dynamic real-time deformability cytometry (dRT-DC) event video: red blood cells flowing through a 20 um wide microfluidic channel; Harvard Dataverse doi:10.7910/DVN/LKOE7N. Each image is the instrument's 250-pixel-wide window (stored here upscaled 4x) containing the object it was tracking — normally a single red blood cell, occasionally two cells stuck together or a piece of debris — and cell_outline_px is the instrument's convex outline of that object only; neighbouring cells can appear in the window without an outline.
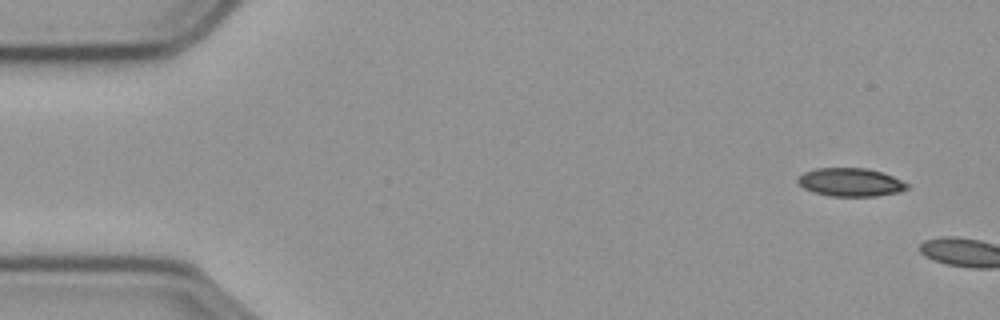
{"species": "common noctule bat (a hibernating species)", "species_latin": "Nyctalus noctula", "temperature_condition": "cold", "stored_images_in_passage": 3, "camera_frame_rate_fps": 3000, "um_per_image_px": 0.085, "animal": {"sex": "male", "body_mass_g": 23.1, "forearm_length_mm": 52.7}, "frame": {"image": 1, "passage_image": 1, "time_ms": 0.0, "image_size_px": [1000, 320], "cell_outline_px": [[908, 188], [900, 192], [876, 196], [828, 196], [812, 192], [804, 188], [796, 180], [796, 176], [804, 172], [816, 168], [868, 168], [892, 176], [908, 184]], "centroid_in_image_um": [72.25, 15.49], "position_along_channel_um": 12.8, "area_um2": 18.09}}